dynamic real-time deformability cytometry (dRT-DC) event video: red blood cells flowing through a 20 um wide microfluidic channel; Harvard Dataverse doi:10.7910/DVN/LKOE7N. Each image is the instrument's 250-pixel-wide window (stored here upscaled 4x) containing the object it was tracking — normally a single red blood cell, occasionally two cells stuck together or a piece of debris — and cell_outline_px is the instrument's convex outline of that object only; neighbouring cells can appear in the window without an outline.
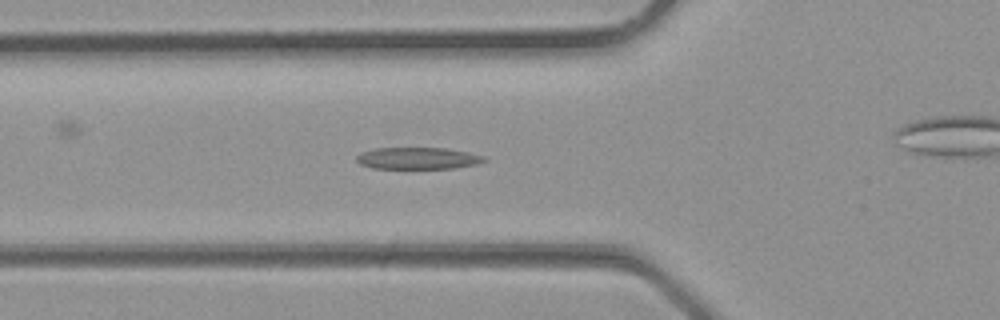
{"species": "common noctule bat (a hibernating species)", "species_latin": "Nyctalus noctula", "temperature_condition": "room temperature", "stored_images_in_passage": 34, "camera_frame_rate_fps": 3000, "um_per_image_px": 0.085, "animal": {"sex": "male", "body_mass_g": 23.1, "forearm_length_mm": 52.7}, "frame": {"image": 1, "passage_image": 11, "time_ms": 3.333, "image_size_px": [1000, 320], "cell_outline_px": [[488, 160], [476, 164], [452, 168], [372, 168], [360, 164], [356, 160], [356, 156], [360, 152], [376, 148], [448, 148], [468, 152], [484, 156]], "centroid_in_image_um": [35.5, 13.44], "position_along_channel_um": 90.3, "area_um2": 16.18}}
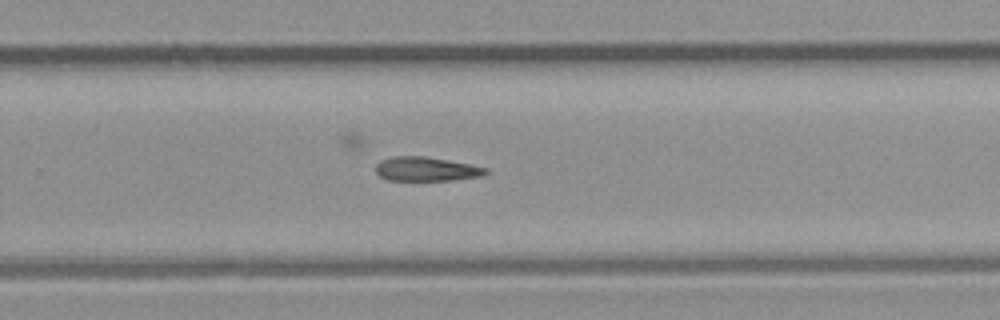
{"frame": {"image": 2, "passage_image": 21, "time_ms": 6.667, "image_size_px": [1000, 320], "cell_outline_px": [[488, 172], [484, 176], [452, 180], [388, 180], [380, 176], [376, 172], [376, 164], [380, 160], [392, 156], [424, 156], [448, 160], [488, 168]], "centroid_in_image_um": [36.23, 14.37], "position_along_channel_um": 293.6, "area_um2": 15.49}}
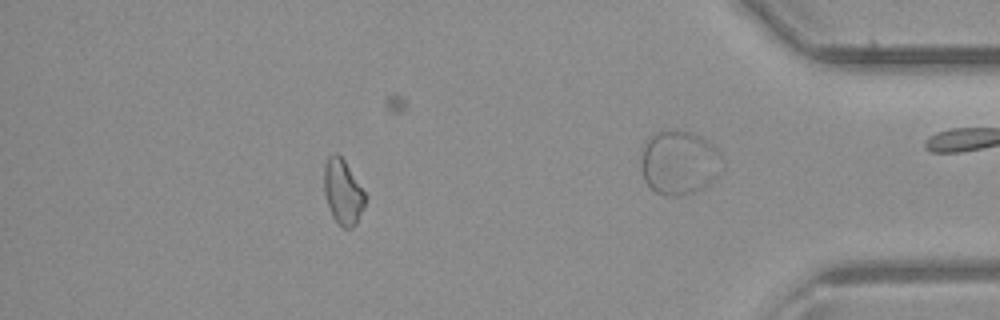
{"frame": {"image": 3, "passage_image": 29, "time_ms": 9.333, "image_size_px": [1000, 320], "cell_outline_px": [[368, 196], [356, 224], [352, 228], [344, 228], [332, 216], [324, 192], [324, 164], [328, 156], [332, 152], [336, 152], [344, 160]], "centroid_in_image_um": [29.15, 16.28], "position_along_channel_um": 406.0, "area_um2": 15.61}}